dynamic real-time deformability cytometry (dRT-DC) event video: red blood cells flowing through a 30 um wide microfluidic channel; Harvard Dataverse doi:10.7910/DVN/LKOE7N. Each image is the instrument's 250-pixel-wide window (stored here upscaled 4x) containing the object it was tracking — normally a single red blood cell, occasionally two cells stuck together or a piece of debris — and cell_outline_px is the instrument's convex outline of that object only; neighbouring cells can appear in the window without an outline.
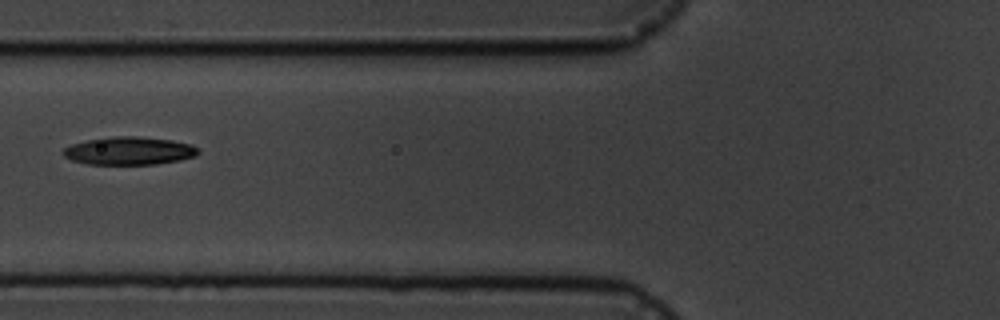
{"species": "common noctule bat (a hibernating species)", "species_latin": "Nyctalus noctula", "temperature_condition": "cold", "stored_images_in_passage": 13, "segment_of_instrument_passage": [1, 2], "camera_frame_rate_fps": 3000, "um_per_image_px": 0.085, "animal": {"sex": "male", "body_mass_g": 19.5, "forearm_length_mm": 54.6}, "frame": {"image": 1, "passage_image": 2, "time_ms": 1.333, "image_size_px": [1000, 320], "cell_outline_px": [[200, 152], [196, 156], [180, 160], [156, 164], [88, 164], [72, 160], [64, 156], [64, 148], [72, 144], [88, 140], [112, 136], [136, 136], [172, 140], [192, 144]], "centroid_in_image_um": [11.01, 12.82], "position_along_channel_um": 114.8, "area_um2": 21.91}}
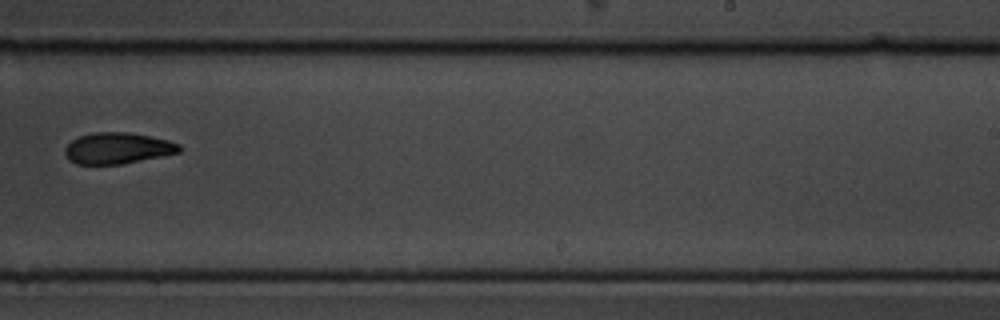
{"frame": {"image": 2, "passage_image": 6, "time_ms": 6.0, "image_size_px": [1000, 320], "cell_outline_px": [[180, 152], [124, 164], [76, 164], [68, 160], [64, 152], [64, 148], [72, 140], [80, 136], [92, 132], [124, 132], [148, 136], [168, 140], [180, 144]], "centroid_in_image_um": [9.96, 12.6], "position_along_channel_um": 279.0, "area_um2": 20.75}}
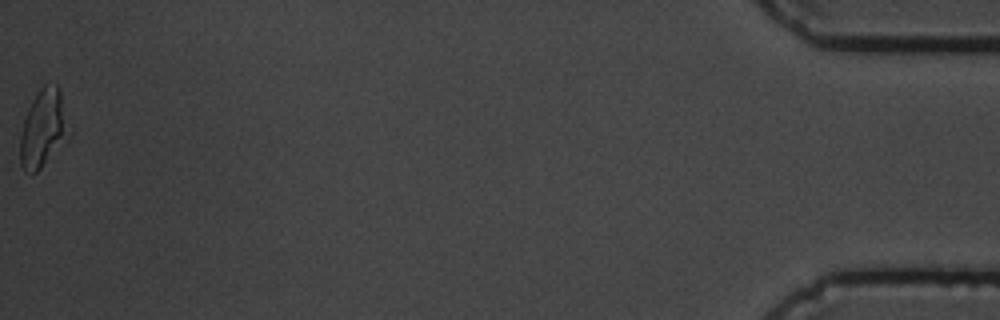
{"frame": {"image": 3, "passage_image": 12, "time_ms": 13.0, "image_size_px": [1000, 320], "cell_outline_px": [[72, 132], [40, 168], [32, 176], [24, 172], [20, 164], [20, 136], [24, 120], [32, 100], [40, 88], [44, 84], [56, 84], [60, 88]], "centroid_in_image_um": [3.69, 10.91], "position_along_channel_um": 431.5, "area_um2": 22.25}}